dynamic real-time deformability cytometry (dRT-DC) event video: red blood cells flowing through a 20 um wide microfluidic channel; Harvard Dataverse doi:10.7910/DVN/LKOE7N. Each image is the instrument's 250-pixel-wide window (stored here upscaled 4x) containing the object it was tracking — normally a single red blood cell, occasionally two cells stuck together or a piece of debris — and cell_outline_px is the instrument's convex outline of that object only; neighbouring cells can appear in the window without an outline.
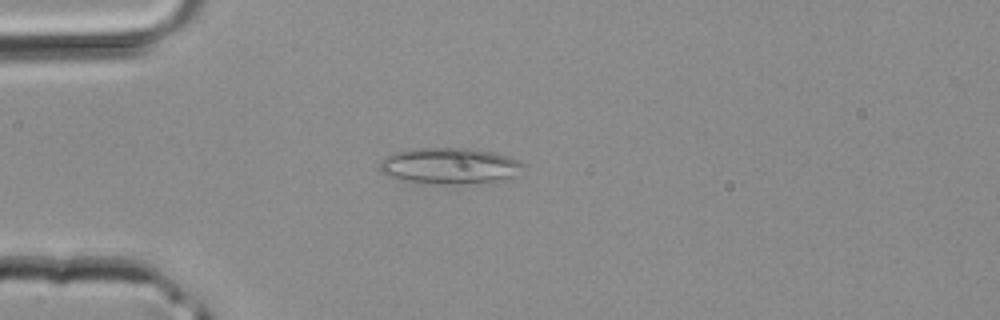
{"species": "common noctule bat (a hibernating species)", "species_latin": "Nyctalus noctula", "temperature_condition": "room temperature", "stored_images_in_passage": 39, "camera_frame_rate_fps": 3000, "um_per_image_px": 0.085, "animal": {"sex": "male", "body_mass_g": 20.4}, "frame": {"image": 1, "passage_image": 10, "time_ms": 3.0, "image_size_px": [1000, 320], "cell_outline_px": [[524, 164], [516, 176], [496, 184], [440, 184], [396, 180], [380, 172], [380, 160], [392, 152], [416, 148], [472, 148], [492, 152], [508, 156], [520, 160]], "centroid_in_image_um": [38.25, 14.12], "position_along_channel_um": 46.8, "area_um2": 31.21}}
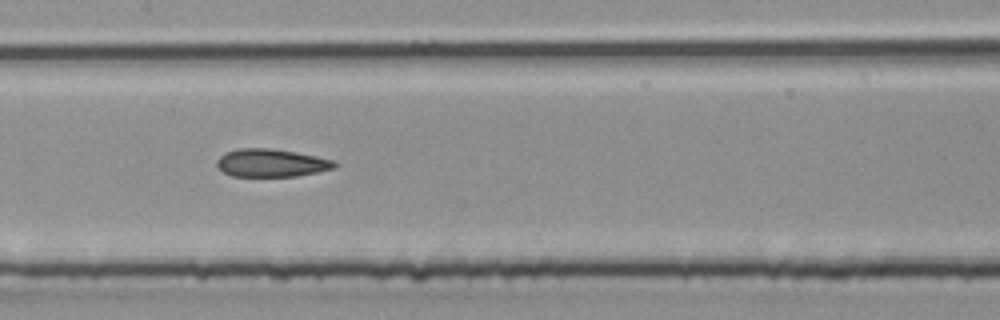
{"frame": {"image": 2, "passage_image": 19, "time_ms": 6.0, "image_size_px": [1000, 320], "cell_outline_px": [[340, 164], [336, 168], [296, 176], [232, 176], [224, 172], [216, 164], [216, 160], [224, 152], [236, 148], [268, 148], [296, 152], [336, 160]], "centroid_in_image_um": [23.09, 13.84], "position_along_channel_um": 184.3, "area_um2": 19.31}}
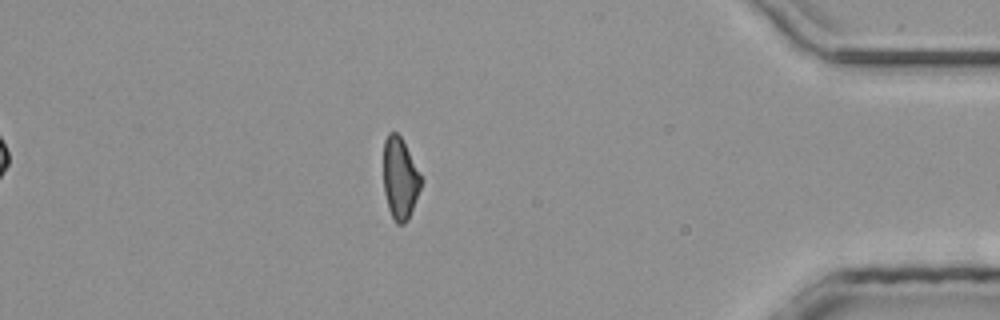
{"frame": {"image": 3, "passage_image": 34, "time_ms": 11.0, "image_size_px": [1000, 320], "cell_outline_px": [[424, 180], [408, 220], [404, 224], [396, 224], [388, 208], [384, 192], [384, 140], [388, 132], [396, 132], [400, 136]], "centroid_in_image_um": [34.01, 15.18], "position_along_channel_um": 401.2, "area_um2": 17.92}}